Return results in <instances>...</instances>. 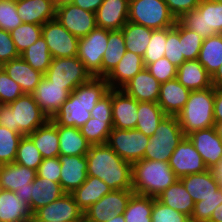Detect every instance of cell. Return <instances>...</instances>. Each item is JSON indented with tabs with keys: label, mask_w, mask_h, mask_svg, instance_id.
<instances>
[{
	"label": "cell",
	"mask_w": 222,
	"mask_h": 222,
	"mask_svg": "<svg viewBox=\"0 0 222 222\" xmlns=\"http://www.w3.org/2000/svg\"><path fill=\"white\" fill-rule=\"evenodd\" d=\"M150 137L136 129L112 128L107 145L131 164L144 158Z\"/></svg>",
	"instance_id": "obj_10"
},
{
	"label": "cell",
	"mask_w": 222,
	"mask_h": 222,
	"mask_svg": "<svg viewBox=\"0 0 222 222\" xmlns=\"http://www.w3.org/2000/svg\"><path fill=\"white\" fill-rule=\"evenodd\" d=\"M213 76L222 64V34H215L203 40L197 59Z\"/></svg>",
	"instance_id": "obj_38"
},
{
	"label": "cell",
	"mask_w": 222,
	"mask_h": 222,
	"mask_svg": "<svg viewBox=\"0 0 222 222\" xmlns=\"http://www.w3.org/2000/svg\"><path fill=\"white\" fill-rule=\"evenodd\" d=\"M27 136L41 152L43 159L59 157L57 125L51 119Z\"/></svg>",
	"instance_id": "obj_31"
},
{
	"label": "cell",
	"mask_w": 222,
	"mask_h": 222,
	"mask_svg": "<svg viewBox=\"0 0 222 222\" xmlns=\"http://www.w3.org/2000/svg\"><path fill=\"white\" fill-rule=\"evenodd\" d=\"M109 90L110 87L105 78L92 77L69 94L68 99L51 120L56 125L81 128L91 117L90 111L98 100Z\"/></svg>",
	"instance_id": "obj_1"
},
{
	"label": "cell",
	"mask_w": 222,
	"mask_h": 222,
	"mask_svg": "<svg viewBox=\"0 0 222 222\" xmlns=\"http://www.w3.org/2000/svg\"><path fill=\"white\" fill-rule=\"evenodd\" d=\"M122 30H108L107 48L102 57L101 77L106 78L116 67L126 52Z\"/></svg>",
	"instance_id": "obj_36"
},
{
	"label": "cell",
	"mask_w": 222,
	"mask_h": 222,
	"mask_svg": "<svg viewBox=\"0 0 222 222\" xmlns=\"http://www.w3.org/2000/svg\"><path fill=\"white\" fill-rule=\"evenodd\" d=\"M128 21L157 30L173 27L177 20L165 0H129Z\"/></svg>",
	"instance_id": "obj_8"
},
{
	"label": "cell",
	"mask_w": 222,
	"mask_h": 222,
	"mask_svg": "<svg viewBox=\"0 0 222 222\" xmlns=\"http://www.w3.org/2000/svg\"><path fill=\"white\" fill-rule=\"evenodd\" d=\"M55 18L79 39L97 27L95 13L84 10L73 3L57 7Z\"/></svg>",
	"instance_id": "obj_15"
},
{
	"label": "cell",
	"mask_w": 222,
	"mask_h": 222,
	"mask_svg": "<svg viewBox=\"0 0 222 222\" xmlns=\"http://www.w3.org/2000/svg\"><path fill=\"white\" fill-rule=\"evenodd\" d=\"M146 69L162 84L169 80L175 79L177 67L173 65L166 57L150 63Z\"/></svg>",
	"instance_id": "obj_52"
},
{
	"label": "cell",
	"mask_w": 222,
	"mask_h": 222,
	"mask_svg": "<svg viewBox=\"0 0 222 222\" xmlns=\"http://www.w3.org/2000/svg\"><path fill=\"white\" fill-rule=\"evenodd\" d=\"M179 178L169 162L142 159L132 164V190L156 198Z\"/></svg>",
	"instance_id": "obj_4"
},
{
	"label": "cell",
	"mask_w": 222,
	"mask_h": 222,
	"mask_svg": "<svg viewBox=\"0 0 222 222\" xmlns=\"http://www.w3.org/2000/svg\"><path fill=\"white\" fill-rule=\"evenodd\" d=\"M178 21L204 39L222 34V3L201 0L195 10L183 14Z\"/></svg>",
	"instance_id": "obj_7"
},
{
	"label": "cell",
	"mask_w": 222,
	"mask_h": 222,
	"mask_svg": "<svg viewBox=\"0 0 222 222\" xmlns=\"http://www.w3.org/2000/svg\"><path fill=\"white\" fill-rule=\"evenodd\" d=\"M214 172L216 176L219 178V180L222 182V162L218 167L214 169Z\"/></svg>",
	"instance_id": "obj_64"
},
{
	"label": "cell",
	"mask_w": 222,
	"mask_h": 222,
	"mask_svg": "<svg viewBox=\"0 0 222 222\" xmlns=\"http://www.w3.org/2000/svg\"><path fill=\"white\" fill-rule=\"evenodd\" d=\"M33 69L45 74L51 65L52 56L50 54L46 40L42 35L38 40L28 47L21 55Z\"/></svg>",
	"instance_id": "obj_41"
},
{
	"label": "cell",
	"mask_w": 222,
	"mask_h": 222,
	"mask_svg": "<svg viewBox=\"0 0 222 222\" xmlns=\"http://www.w3.org/2000/svg\"><path fill=\"white\" fill-rule=\"evenodd\" d=\"M204 38L180 23V43L184 59L197 60Z\"/></svg>",
	"instance_id": "obj_47"
},
{
	"label": "cell",
	"mask_w": 222,
	"mask_h": 222,
	"mask_svg": "<svg viewBox=\"0 0 222 222\" xmlns=\"http://www.w3.org/2000/svg\"><path fill=\"white\" fill-rule=\"evenodd\" d=\"M108 30L96 27L79 39L77 57L93 77H101V63L107 48Z\"/></svg>",
	"instance_id": "obj_11"
},
{
	"label": "cell",
	"mask_w": 222,
	"mask_h": 222,
	"mask_svg": "<svg viewBox=\"0 0 222 222\" xmlns=\"http://www.w3.org/2000/svg\"><path fill=\"white\" fill-rule=\"evenodd\" d=\"M86 158L87 176L98 177L112 190L132 189V164L107 144L91 145Z\"/></svg>",
	"instance_id": "obj_2"
},
{
	"label": "cell",
	"mask_w": 222,
	"mask_h": 222,
	"mask_svg": "<svg viewBox=\"0 0 222 222\" xmlns=\"http://www.w3.org/2000/svg\"><path fill=\"white\" fill-rule=\"evenodd\" d=\"M42 161L41 152L34 142L28 136H23L19 142L14 162L37 171Z\"/></svg>",
	"instance_id": "obj_44"
},
{
	"label": "cell",
	"mask_w": 222,
	"mask_h": 222,
	"mask_svg": "<svg viewBox=\"0 0 222 222\" xmlns=\"http://www.w3.org/2000/svg\"><path fill=\"white\" fill-rule=\"evenodd\" d=\"M156 198L166 206L184 213L189 217L192 216L195 203L179 179Z\"/></svg>",
	"instance_id": "obj_35"
},
{
	"label": "cell",
	"mask_w": 222,
	"mask_h": 222,
	"mask_svg": "<svg viewBox=\"0 0 222 222\" xmlns=\"http://www.w3.org/2000/svg\"><path fill=\"white\" fill-rule=\"evenodd\" d=\"M65 192L61 184L43 177H36L30 183V212L33 215L38 209L61 198Z\"/></svg>",
	"instance_id": "obj_30"
},
{
	"label": "cell",
	"mask_w": 222,
	"mask_h": 222,
	"mask_svg": "<svg viewBox=\"0 0 222 222\" xmlns=\"http://www.w3.org/2000/svg\"><path fill=\"white\" fill-rule=\"evenodd\" d=\"M184 137L177 116L166 115L150 137L143 159L169 162L172 153Z\"/></svg>",
	"instance_id": "obj_6"
},
{
	"label": "cell",
	"mask_w": 222,
	"mask_h": 222,
	"mask_svg": "<svg viewBox=\"0 0 222 222\" xmlns=\"http://www.w3.org/2000/svg\"><path fill=\"white\" fill-rule=\"evenodd\" d=\"M22 134L0 125V165L14 163Z\"/></svg>",
	"instance_id": "obj_45"
},
{
	"label": "cell",
	"mask_w": 222,
	"mask_h": 222,
	"mask_svg": "<svg viewBox=\"0 0 222 222\" xmlns=\"http://www.w3.org/2000/svg\"><path fill=\"white\" fill-rule=\"evenodd\" d=\"M211 1H215V2H221V3H222V0H211Z\"/></svg>",
	"instance_id": "obj_68"
},
{
	"label": "cell",
	"mask_w": 222,
	"mask_h": 222,
	"mask_svg": "<svg viewBox=\"0 0 222 222\" xmlns=\"http://www.w3.org/2000/svg\"><path fill=\"white\" fill-rule=\"evenodd\" d=\"M37 177L36 170L17 163L0 165V189L10 190L28 205L30 210V183Z\"/></svg>",
	"instance_id": "obj_12"
},
{
	"label": "cell",
	"mask_w": 222,
	"mask_h": 222,
	"mask_svg": "<svg viewBox=\"0 0 222 222\" xmlns=\"http://www.w3.org/2000/svg\"><path fill=\"white\" fill-rule=\"evenodd\" d=\"M201 0H165L170 13L178 20L183 14L195 10Z\"/></svg>",
	"instance_id": "obj_57"
},
{
	"label": "cell",
	"mask_w": 222,
	"mask_h": 222,
	"mask_svg": "<svg viewBox=\"0 0 222 222\" xmlns=\"http://www.w3.org/2000/svg\"><path fill=\"white\" fill-rule=\"evenodd\" d=\"M42 37L46 40L52 58L77 56L79 38L72 35L56 18L42 25Z\"/></svg>",
	"instance_id": "obj_13"
},
{
	"label": "cell",
	"mask_w": 222,
	"mask_h": 222,
	"mask_svg": "<svg viewBox=\"0 0 222 222\" xmlns=\"http://www.w3.org/2000/svg\"><path fill=\"white\" fill-rule=\"evenodd\" d=\"M215 128L219 135V138L222 140V122H215Z\"/></svg>",
	"instance_id": "obj_65"
},
{
	"label": "cell",
	"mask_w": 222,
	"mask_h": 222,
	"mask_svg": "<svg viewBox=\"0 0 222 222\" xmlns=\"http://www.w3.org/2000/svg\"><path fill=\"white\" fill-rule=\"evenodd\" d=\"M44 76L53 84L64 85L69 93L93 77L77 56L52 58Z\"/></svg>",
	"instance_id": "obj_9"
},
{
	"label": "cell",
	"mask_w": 222,
	"mask_h": 222,
	"mask_svg": "<svg viewBox=\"0 0 222 222\" xmlns=\"http://www.w3.org/2000/svg\"><path fill=\"white\" fill-rule=\"evenodd\" d=\"M72 1L73 0H53V4L57 8V7L61 6V5L72 3Z\"/></svg>",
	"instance_id": "obj_62"
},
{
	"label": "cell",
	"mask_w": 222,
	"mask_h": 222,
	"mask_svg": "<svg viewBox=\"0 0 222 222\" xmlns=\"http://www.w3.org/2000/svg\"><path fill=\"white\" fill-rule=\"evenodd\" d=\"M160 85L161 83L145 67L122 90L138 102H157Z\"/></svg>",
	"instance_id": "obj_24"
},
{
	"label": "cell",
	"mask_w": 222,
	"mask_h": 222,
	"mask_svg": "<svg viewBox=\"0 0 222 222\" xmlns=\"http://www.w3.org/2000/svg\"><path fill=\"white\" fill-rule=\"evenodd\" d=\"M69 94L64 88V85L53 84L43 76L33 96L41 108V111L48 119H51L61 108V105L68 99Z\"/></svg>",
	"instance_id": "obj_21"
},
{
	"label": "cell",
	"mask_w": 222,
	"mask_h": 222,
	"mask_svg": "<svg viewBox=\"0 0 222 222\" xmlns=\"http://www.w3.org/2000/svg\"><path fill=\"white\" fill-rule=\"evenodd\" d=\"M4 70V63L0 61V73Z\"/></svg>",
	"instance_id": "obj_67"
},
{
	"label": "cell",
	"mask_w": 222,
	"mask_h": 222,
	"mask_svg": "<svg viewBox=\"0 0 222 222\" xmlns=\"http://www.w3.org/2000/svg\"><path fill=\"white\" fill-rule=\"evenodd\" d=\"M133 193L132 189L111 190L84 211V222H106L117 214H124Z\"/></svg>",
	"instance_id": "obj_14"
},
{
	"label": "cell",
	"mask_w": 222,
	"mask_h": 222,
	"mask_svg": "<svg viewBox=\"0 0 222 222\" xmlns=\"http://www.w3.org/2000/svg\"><path fill=\"white\" fill-rule=\"evenodd\" d=\"M113 128V120H99L90 117L80 129L91 145L106 144Z\"/></svg>",
	"instance_id": "obj_42"
},
{
	"label": "cell",
	"mask_w": 222,
	"mask_h": 222,
	"mask_svg": "<svg viewBox=\"0 0 222 222\" xmlns=\"http://www.w3.org/2000/svg\"><path fill=\"white\" fill-rule=\"evenodd\" d=\"M221 203L222 197H209L196 202L190 222H208L214 209Z\"/></svg>",
	"instance_id": "obj_53"
},
{
	"label": "cell",
	"mask_w": 222,
	"mask_h": 222,
	"mask_svg": "<svg viewBox=\"0 0 222 222\" xmlns=\"http://www.w3.org/2000/svg\"><path fill=\"white\" fill-rule=\"evenodd\" d=\"M194 203L209 197H222V182L214 170L179 178Z\"/></svg>",
	"instance_id": "obj_19"
},
{
	"label": "cell",
	"mask_w": 222,
	"mask_h": 222,
	"mask_svg": "<svg viewBox=\"0 0 222 222\" xmlns=\"http://www.w3.org/2000/svg\"><path fill=\"white\" fill-rule=\"evenodd\" d=\"M143 68V57L126 50L122 59L105 79L110 89H122Z\"/></svg>",
	"instance_id": "obj_27"
},
{
	"label": "cell",
	"mask_w": 222,
	"mask_h": 222,
	"mask_svg": "<svg viewBox=\"0 0 222 222\" xmlns=\"http://www.w3.org/2000/svg\"><path fill=\"white\" fill-rule=\"evenodd\" d=\"M129 0H103L95 12L96 26L109 31L120 30L128 22Z\"/></svg>",
	"instance_id": "obj_23"
},
{
	"label": "cell",
	"mask_w": 222,
	"mask_h": 222,
	"mask_svg": "<svg viewBox=\"0 0 222 222\" xmlns=\"http://www.w3.org/2000/svg\"><path fill=\"white\" fill-rule=\"evenodd\" d=\"M111 190L112 189L98 177L87 176L86 181L71 194L77 205L85 211Z\"/></svg>",
	"instance_id": "obj_34"
},
{
	"label": "cell",
	"mask_w": 222,
	"mask_h": 222,
	"mask_svg": "<svg viewBox=\"0 0 222 222\" xmlns=\"http://www.w3.org/2000/svg\"><path fill=\"white\" fill-rule=\"evenodd\" d=\"M138 101L122 89H112L113 128L135 129L137 124Z\"/></svg>",
	"instance_id": "obj_22"
},
{
	"label": "cell",
	"mask_w": 222,
	"mask_h": 222,
	"mask_svg": "<svg viewBox=\"0 0 222 222\" xmlns=\"http://www.w3.org/2000/svg\"><path fill=\"white\" fill-rule=\"evenodd\" d=\"M59 135V155H86L91 144L81 134L79 128L57 125Z\"/></svg>",
	"instance_id": "obj_33"
},
{
	"label": "cell",
	"mask_w": 222,
	"mask_h": 222,
	"mask_svg": "<svg viewBox=\"0 0 222 222\" xmlns=\"http://www.w3.org/2000/svg\"><path fill=\"white\" fill-rule=\"evenodd\" d=\"M16 9L23 23L44 25L55 19L53 0H17Z\"/></svg>",
	"instance_id": "obj_26"
},
{
	"label": "cell",
	"mask_w": 222,
	"mask_h": 222,
	"mask_svg": "<svg viewBox=\"0 0 222 222\" xmlns=\"http://www.w3.org/2000/svg\"><path fill=\"white\" fill-rule=\"evenodd\" d=\"M212 85L217 88H222V64L212 76Z\"/></svg>",
	"instance_id": "obj_60"
},
{
	"label": "cell",
	"mask_w": 222,
	"mask_h": 222,
	"mask_svg": "<svg viewBox=\"0 0 222 222\" xmlns=\"http://www.w3.org/2000/svg\"><path fill=\"white\" fill-rule=\"evenodd\" d=\"M173 27L157 29L152 32L150 41L147 45L146 52L143 56L145 67L164 57L167 33Z\"/></svg>",
	"instance_id": "obj_46"
},
{
	"label": "cell",
	"mask_w": 222,
	"mask_h": 222,
	"mask_svg": "<svg viewBox=\"0 0 222 222\" xmlns=\"http://www.w3.org/2000/svg\"><path fill=\"white\" fill-rule=\"evenodd\" d=\"M61 164L59 157L43 159L39 165L36 174L37 177H43L53 182L59 183L60 181Z\"/></svg>",
	"instance_id": "obj_54"
},
{
	"label": "cell",
	"mask_w": 222,
	"mask_h": 222,
	"mask_svg": "<svg viewBox=\"0 0 222 222\" xmlns=\"http://www.w3.org/2000/svg\"><path fill=\"white\" fill-rule=\"evenodd\" d=\"M195 149L199 152L208 170H214L222 162V140L214 127L201 129L188 136Z\"/></svg>",
	"instance_id": "obj_18"
},
{
	"label": "cell",
	"mask_w": 222,
	"mask_h": 222,
	"mask_svg": "<svg viewBox=\"0 0 222 222\" xmlns=\"http://www.w3.org/2000/svg\"><path fill=\"white\" fill-rule=\"evenodd\" d=\"M23 94L20 85L3 70L0 73V104H10Z\"/></svg>",
	"instance_id": "obj_51"
},
{
	"label": "cell",
	"mask_w": 222,
	"mask_h": 222,
	"mask_svg": "<svg viewBox=\"0 0 222 222\" xmlns=\"http://www.w3.org/2000/svg\"><path fill=\"white\" fill-rule=\"evenodd\" d=\"M4 71L17 82L24 94H33L44 74L33 69L22 57L4 63Z\"/></svg>",
	"instance_id": "obj_28"
},
{
	"label": "cell",
	"mask_w": 222,
	"mask_h": 222,
	"mask_svg": "<svg viewBox=\"0 0 222 222\" xmlns=\"http://www.w3.org/2000/svg\"><path fill=\"white\" fill-rule=\"evenodd\" d=\"M136 130L151 137L166 116L157 102H138Z\"/></svg>",
	"instance_id": "obj_37"
},
{
	"label": "cell",
	"mask_w": 222,
	"mask_h": 222,
	"mask_svg": "<svg viewBox=\"0 0 222 222\" xmlns=\"http://www.w3.org/2000/svg\"><path fill=\"white\" fill-rule=\"evenodd\" d=\"M121 30L125 38L126 50L143 57L154 30L129 21Z\"/></svg>",
	"instance_id": "obj_39"
},
{
	"label": "cell",
	"mask_w": 222,
	"mask_h": 222,
	"mask_svg": "<svg viewBox=\"0 0 222 222\" xmlns=\"http://www.w3.org/2000/svg\"><path fill=\"white\" fill-rule=\"evenodd\" d=\"M176 79L190 91L213 87L212 76L198 60L184 61L177 68Z\"/></svg>",
	"instance_id": "obj_29"
},
{
	"label": "cell",
	"mask_w": 222,
	"mask_h": 222,
	"mask_svg": "<svg viewBox=\"0 0 222 222\" xmlns=\"http://www.w3.org/2000/svg\"><path fill=\"white\" fill-rule=\"evenodd\" d=\"M169 165L178 178L208 170L201 155L187 136L178 143L169 159Z\"/></svg>",
	"instance_id": "obj_17"
},
{
	"label": "cell",
	"mask_w": 222,
	"mask_h": 222,
	"mask_svg": "<svg viewBox=\"0 0 222 222\" xmlns=\"http://www.w3.org/2000/svg\"><path fill=\"white\" fill-rule=\"evenodd\" d=\"M190 92L175 78L160 85L157 103L166 115L177 116L184 108Z\"/></svg>",
	"instance_id": "obj_25"
},
{
	"label": "cell",
	"mask_w": 222,
	"mask_h": 222,
	"mask_svg": "<svg viewBox=\"0 0 222 222\" xmlns=\"http://www.w3.org/2000/svg\"><path fill=\"white\" fill-rule=\"evenodd\" d=\"M48 120L33 94H23L10 104H0V125L23 136L29 135Z\"/></svg>",
	"instance_id": "obj_3"
},
{
	"label": "cell",
	"mask_w": 222,
	"mask_h": 222,
	"mask_svg": "<svg viewBox=\"0 0 222 222\" xmlns=\"http://www.w3.org/2000/svg\"><path fill=\"white\" fill-rule=\"evenodd\" d=\"M208 222H222V203L214 209Z\"/></svg>",
	"instance_id": "obj_61"
},
{
	"label": "cell",
	"mask_w": 222,
	"mask_h": 222,
	"mask_svg": "<svg viewBox=\"0 0 222 222\" xmlns=\"http://www.w3.org/2000/svg\"><path fill=\"white\" fill-rule=\"evenodd\" d=\"M214 86L203 90L191 91L188 100L177 115L185 136L194 131L215 126Z\"/></svg>",
	"instance_id": "obj_5"
},
{
	"label": "cell",
	"mask_w": 222,
	"mask_h": 222,
	"mask_svg": "<svg viewBox=\"0 0 222 222\" xmlns=\"http://www.w3.org/2000/svg\"><path fill=\"white\" fill-rule=\"evenodd\" d=\"M106 222H125L123 214H117L111 220H107Z\"/></svg>",
	"instance_id": "obj_63"
},
{
	"label": "cell",
	"mask_w": 222,
	"mask_h": 222,
	"mask_svg": "<svg viewBox=\"0 0 222 222\" xmlns=\"http://www.w3.org/2000/svg\"><path fill=\"white\" fill-rule=\"evenodd\" d=\"M103 0H73L72 3L76 6L95 13L96 10L100 7Z\"/></svg>",
	"instance_id": "obj_59"
},
{
	"label": "cell",
	"mask_w": 222,
	"mask_h": 222,
	"mask_svg": "<svg viewBox=\"0 0 222 222\" xmlns=\"http://www.w3.org/2000/svg\"><path fill=\"white\" fill-rule=\"evenodd\" d=\"M30 220L84 222V211L77 205L72 194L65 193L61 198L38 209Z\"/></svg>",
	"instance_id": "obj_16"
},
{
	"label": "cell",
	"mask_w": 222,
	"mask_h": 222,
	"mask_svg": "<svg viewBox=\"0 0 222 222\" xmlns=\"http://www.w3.org/2000/svg\"><path fill=\"white\" fill-rule=\"evenodd\" d=\"M31 212L16 193L0 189V222H30Z\"/></svg>",
	"instance_id": "obj_32"
},
{
	"label": "cell",
	"mask_w": 222,
	"mask_h": 222,
	"mask_svg": "<svg viewBox=\"0 0 222 222\" xmlns=\"http://www.w3.org/2000/svg\"><path fill=\"white\" fill-rule=\"evenodd\" d=\"M16 50L21 55L28 47L34 44L42 35V25L22 23L10 31Z\"/></svg>",
	"instance_id": "obj_43"
},
{
	"label": "cell",
	"mask_w": 222,
	"mask_h": 222,
	"mask_svg": "<svg viewBox=\"0 0 222 222\" xmlns=\"http://www.w3.org/2000/svg\"><path fill=\"white\" fill-rule=\"evenodd\" d=\"M61 164L60 181L65 193L71 194L87 179L86 155H59Z\"/></svg>",
	"instance_id": "obj_20"
},
{
	"label": "cell",
	"mask_w": 222,
	"mask_h": 222,
	"mask_svg": "<svg viewBox=\"0 0 222 222\" xmlns=\"http://www.w3.org/2000/svg\"><path fill=\"white\" fill-rule=\"evenodd\" d=\"M91 117L99 120H113L112 117V89L104 95L90 111Z\"/></svg>",
	"instance_id": "obj_56"
},
{
	"label": "cell",
	"mask_w": 222,
	"mask_h": 222,
	"mask_svg": "<svg viewBox=\"0 0 222 222\" xmlns=\"http://www.w3.org/2000/svg\"><path fill=\"white\" fill-rule=\"evenodd\" d=\"M152 222H190V217L161 203L153 197Z\"/></svg>",
	"instance_id": "obj_49"
},
{
	"label": "cell",
	"mask_w": 222,
	"mask_h": 222,
	"mask_svg": "<svg viewBox=\"0 0 222 222\" xmlns=\"http://www.w3.org/2000/svg\"><path fill=\"white\" fill-rule=\"evenodd\" d=\"M214 119L222 122V88L214 87Z\"/></svg>",
	"instance_id": "obj_58"
},
{
	"label": "cell",
	"mask_w": 222,
	"mask_h": 222,
	"mask_svg": "<svg viewBox=\"0 0 222 222\" xmlns=\"http://www.w3.org/2000/svg\"><path fill=\"white\" fill-rule=\"evenodd\" d=\"M22 23L17 13L16 1L0 0V28L10 32Z\"/></svg>",
	"instance_id": "obj_50"
},
{
	"label": "cell",
	"mask_w": 222,
	"mask_h": 222,
	"mask_svg": "<svg viewBox=\"0 0 222 222\" xmlns=\"http://www.w3.org/2000/svg\"><path fill=\"white\" fill-rule=\"evenodd\" d=\"M30 222H50L46 220H30ZM54 222H63V221H54Z\"/></svg>",
	"instance_id": "obj_66"
},
{
	"label": "cell",
	"mask_w": 222,
	"mask_h": 222,
	"mask_svg": "<svg viewBox=\"0 0 222 222\" xmlns=\"http://www.w3.org/2000/svg\"><path fill=\"white\" fill-rule=\"evenodd\" d=\"M153 197L133 193L124 211L125 222H152Z\"/></svg>",
	"instance_id": "obj_40"
},
{
	"label": "cell",
	"mask_w": 222,
	"mask_h": 222,
	"mask_svg": "<svg viewBox=\"0 0 222 222\" xmlns=\"http://www.w3.org/2000/svg\"><path fill=\"white\" fill-rule=\"evenodd\" d=\"M19 57L20 55L16 50L10 32L0 28V61L6 63Z\"/></svg>",
	"instance_id": "obj_55"
},
{
	"label": "cell",
	"mask_w": 222,
	"mask_h": 222,
	"mask_svg": "<svg viewBox=\"0 0 222 222\" xmlns=\"http://www.w3.org/2000/svg\"><path fill=\"white\" fill-rule=\"evenodd\" d=\"M166 57L177 68L186 61L180 43V22L177 20L173 28L167 33L165 54Z\"/></svg>",
	"instance_id": "obj_48"
}]
</instances>
